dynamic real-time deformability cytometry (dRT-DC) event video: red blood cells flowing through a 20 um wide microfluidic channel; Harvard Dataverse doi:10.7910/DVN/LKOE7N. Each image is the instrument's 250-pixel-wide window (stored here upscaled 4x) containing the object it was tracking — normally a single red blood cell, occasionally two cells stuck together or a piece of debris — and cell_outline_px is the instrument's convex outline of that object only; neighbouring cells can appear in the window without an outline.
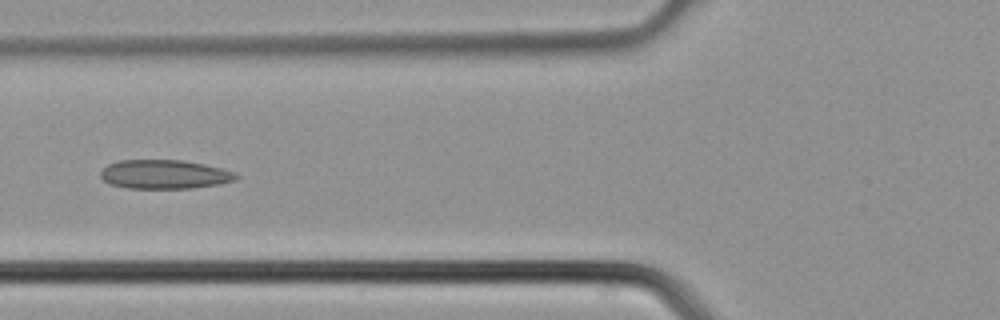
{"species": "common noctule bat (a hibernating species)", "species_latin": "Nyctalus noctula", "temperature_condition": "cold", "stored_images_in_passage": 5, "camera_frame_rate_fps": 3000, "um_per_image_px": 0.085, "animal": {"sex": "male", "body_mass_g": 21.5, "forearm_length_mm": 52.0}, "frame": {"image": 1, "passage_image": 5, "time_ms": 1.333, "image_size_px": [1000, 320], "cell_outline_px": [[240, 176], [236, 180], [220, 184], [192, 188], [128, 188], [112, 184], [104, 180], [100, 176], [100, 172], [108, 164], [120, 160], [184, 160], [204, 164], [236, 172]], "centroid_in_image_um": [14.02, 14.81], "position_along_channel_um": 111.8, "area_um2": 22.89}}